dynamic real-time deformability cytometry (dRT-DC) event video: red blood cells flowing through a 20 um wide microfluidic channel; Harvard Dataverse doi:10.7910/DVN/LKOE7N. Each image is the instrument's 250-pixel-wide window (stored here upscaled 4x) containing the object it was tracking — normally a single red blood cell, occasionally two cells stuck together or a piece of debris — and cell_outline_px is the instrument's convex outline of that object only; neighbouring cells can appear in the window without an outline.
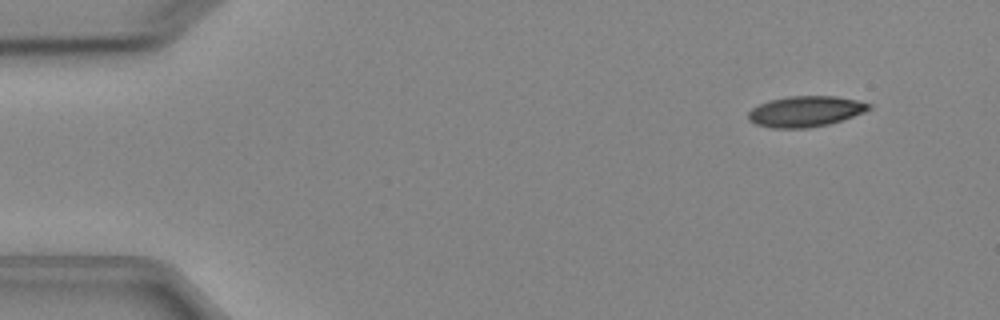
{"species": "Egyptian fruit bat (a non-hibernating species)", "species_latin": "Rousettus aegyptiacus", "temperature_condition": "cold", "stored_images_in_passage": 6, "camera_frame_rate_fps": 3000, "um_per_image_px": 0.085, "animal": {"sex": "female"}, "frame": {"image": 1, "passage_image": 2, "time_ms": 1.0, "image_size_px": [1000, 320], "cell_outline_px": [[872, 108], [864, 112], [828, 124], [808, 128], [772, 128], [756, 124], [748, 120], [748, 112], [752, 108], [768, 100], [788, 96], [836, 96], [856, 100], [872, 104]], "centroid_in_image_um": [68.45, 9.46], "position_along_channel_um": 16.6, "area_um2": 21.56}}